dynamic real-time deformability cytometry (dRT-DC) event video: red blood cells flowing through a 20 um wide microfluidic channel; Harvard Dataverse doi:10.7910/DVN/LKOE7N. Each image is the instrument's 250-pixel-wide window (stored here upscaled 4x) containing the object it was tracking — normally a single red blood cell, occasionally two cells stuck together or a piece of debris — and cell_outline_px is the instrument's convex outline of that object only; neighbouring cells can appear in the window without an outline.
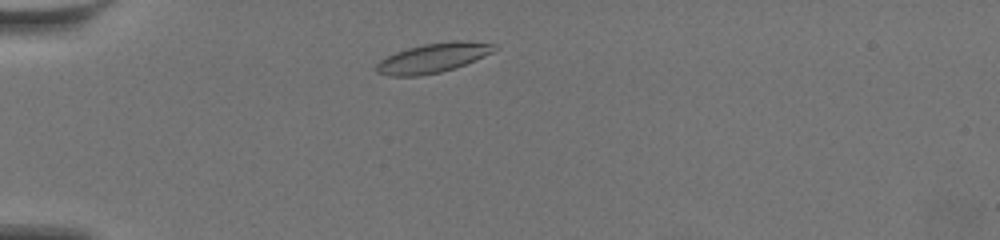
{"species": "common noctule bat (a hibernating species)", "species_latin": "Nyctalus noctula", "temperature_condition": "warm", "stored_images_in_passage": 47, "camera_frame_rate_fps": 3000, "um_per_image_px": 0.085, "animal": {"sex": "female", "body_mass_g": 19.5, "forearm_length_mm": 54.1}, "frame": {"image": 1, "passage_image": 5, "time_ms": 1.333, "image_size_px": [1000, 240], "cell_outline_px": [[500, 48], [484, 56], [456, 68], [440, 72], [416, 76], [388, 76], [376, 72], [376, 64], [380, 60], [396, 52], [408, 48], [424, 44], [452, 40], [460, 40], [496, 44]], "centroid_in_image_um": [36.83, 4.92], "position_along_channel_um": 48.2, "area_um2": 20.29}}
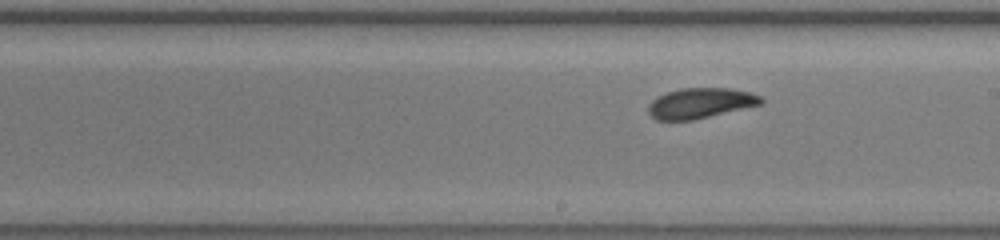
{"frame": {"image": 2, "passage_image": 23, "time_ms": 7.333, "image_size_px": [1000, 240], "cell_outline_px": [[764, 100], [760, 104], [692, 120], [656, 120], [648, 112], [648, 104], [652, 100], [668, 92], [680, 88], [728, 88], [752, 92], [760, 96]], "centroid_in_image_um": [59.52, 8.76], "position_along_channel_um": 229.5, "area_um2": 19.65}}
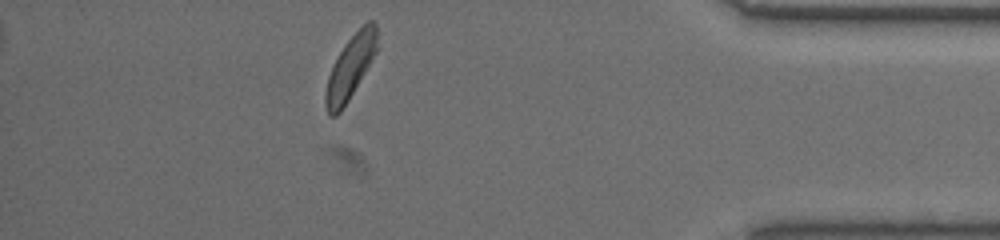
{"frame": {"image": 3, "passage_image": 41, "time_ms": 13.333, "image_size_px": [1000, 240], "cell_outline_px": [[376, 52], [348, 100], [340, 112], [336, 116], [328, 116], [324, 104], [324, 96], [328, 76], [344, 44], [368, 20], [372, 20], [376, 24]], "centroid_in_image_um": [29.74, 5.76], "position_along_channel_um": 405.5, "area_um2": 18.5}, "authors_computed_cell_mechanics": {"area_um2": 19.652, "velocity_mm_per_s": 3.5206, "shape_relaxation_time_tau1_ms": 3.7459, "shape_relaxation_time_tau2_ms": 1.9563, "deformation_change_tau1": 0.0947, "deformation_change_tau2": 0.082}}